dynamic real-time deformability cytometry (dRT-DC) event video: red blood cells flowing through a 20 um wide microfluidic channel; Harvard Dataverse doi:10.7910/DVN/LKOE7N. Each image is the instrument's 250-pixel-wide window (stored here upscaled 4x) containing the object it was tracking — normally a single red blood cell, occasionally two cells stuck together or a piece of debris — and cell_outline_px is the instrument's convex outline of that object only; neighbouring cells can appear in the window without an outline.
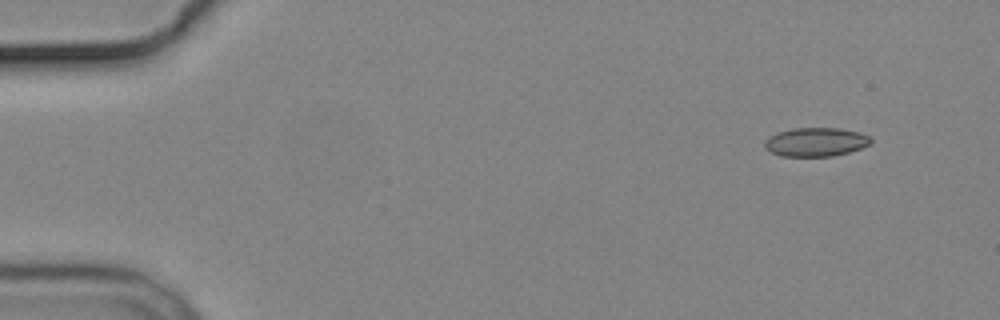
{"species": "common noctule bat (a hibernating species)", "species_latin": "Nyctalus noctula", "temperature_condition": "cold", "stored_images_in_passage": 8, "camera_frame_rate_fps": 3000, "um_per_image_px": 0.085, "animal": {"sex": "male", "body_mass_g": 19.2, "forearm_length_mm": 51.8}, "frame": {"image": 1, "passage_image": 1, "time_ms": 0.0, "image_size_px": [1000, 320], "cell_outline_px": [[872, 144], [848, 152], [832, 156], [780, 156], [764, 148], [764, 140], [768, 136], [776, 132], [792, 128], [840, 128], [860, 132], [868, 136], [872, 140]], "centroid_in_image_um": [69.31, 12.06], "position_along_channel_um": 15.7, "area_um2": 17.98}}
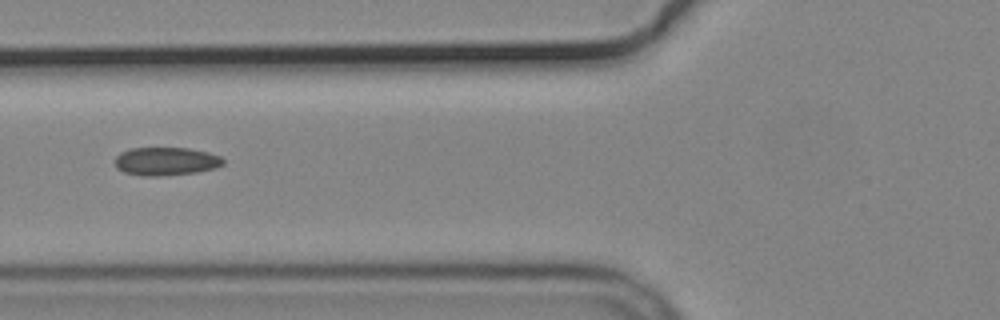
{"frame": {"image": 2, "passage_image": 6, "time_ms": 5.667, "image_size_px": [1000, 320], "cell_outline_px": [[224, 164], [216, 168], [196, 172], [160, 176], [144, 176], [124, 172], [116, 168], [116, 156], [120, 152], [132, 148], [188, 148], [208, 152], [220, 156], [224, 160]], "centroid_in_image_um": [14.12, 13.71], "position_along_channel_um": 111.7, "area_um2": 17.8}}
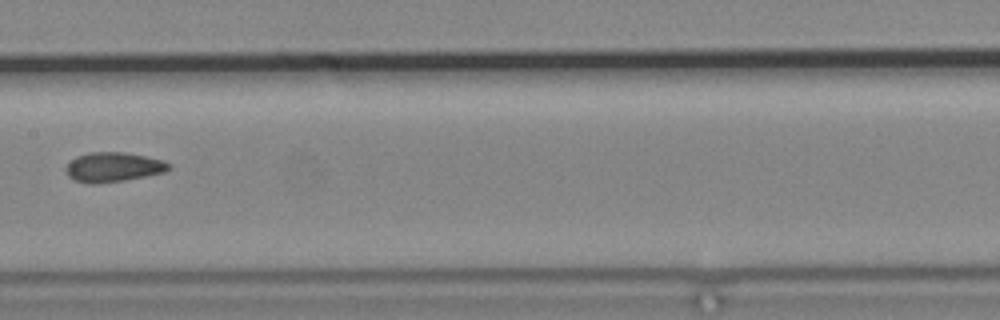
{"frame": {"image": 3, "passage_image": 8, "time_ms": 8.0, "image_size_px": [1000, 320], "cell_outline_px": [[172, 168], [164, 172], [124, 180], [96, 184], [88, 184], [76, 180], [68, 176], [64, 172], [64, 168], [76, 156], [88, 152], [124, 152], [164, 160], [172, 164]], "centroid_in_image_um": [9.62, 14.2], "position_along_channel_um": 197.8, "area_um2": 17.86}}